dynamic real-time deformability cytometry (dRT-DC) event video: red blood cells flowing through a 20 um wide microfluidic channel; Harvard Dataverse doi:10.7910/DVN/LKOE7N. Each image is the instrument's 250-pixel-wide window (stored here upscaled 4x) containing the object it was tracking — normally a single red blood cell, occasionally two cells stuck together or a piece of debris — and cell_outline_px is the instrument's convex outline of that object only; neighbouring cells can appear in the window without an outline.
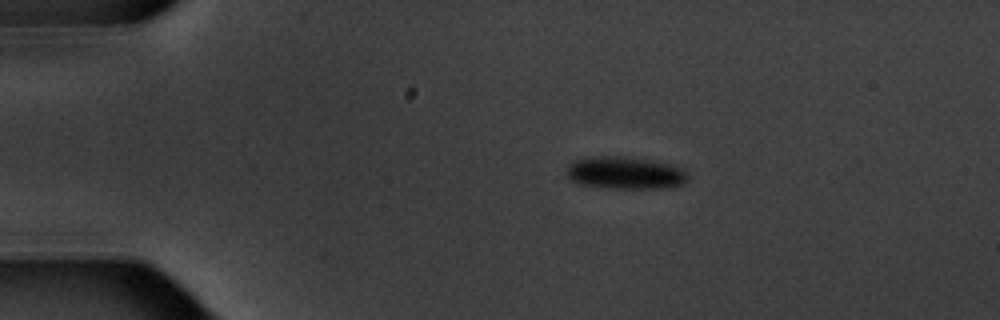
{"species": "common noctule bat (a hibernating species)", "species_latin": "Nyctalus noctula", "temperature_condition": "warm", "stored_images_in_passage": 8, "camera_frame_rate_fps": 3000, "um_per_image_px": 0.085, "animal": {"sex": "male", "body_mass_g": 20.1, "forearm_length_mm": 53.5}, "frame": {"image": 1, "passage_image": 3, "time_ms": 2.333, "image_size_px": [1000, 320], "cell_outline_px": [[688, 180], [680, 184], [668, 188], [604, 188], [580, 184], [572, 180], [568, 176], [568, 168], [576, 160], [592, 156], [624, 156], [648, 160], [668, 164], [680, 168], [688, 176]], "centroid_in_image_um": [53.13, 14.7], "position_along_channel_um": 31.9, "area_um2": 22.54}}
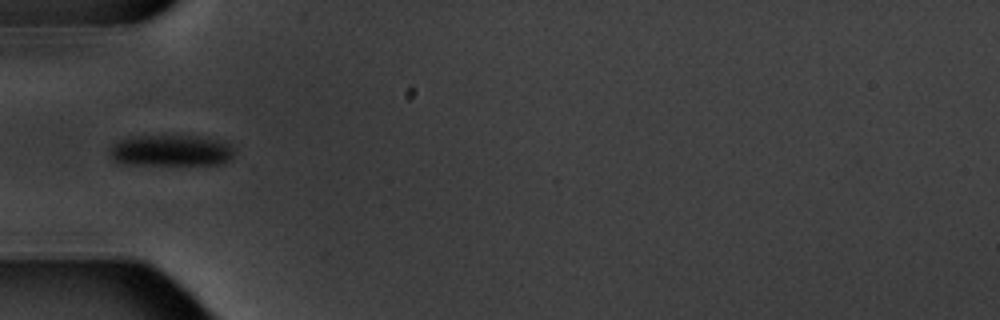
{"frame": {"image": 2, "passage_image": 5, "time_ms": 5.0, "image_size_px": [1000, 320], "cell_outline_px": [[232, 156], [224, 164], [124, 164], [116, 160], [112, 156], [112, 144], [120, 140], [132, 136], [200, 136], [216, 140], [228, 144], [232, 148]], "centroid_in_image_um": [14.54, 12.79], "position_along_channel_um": 70.5, "area_um2": 22.2}}
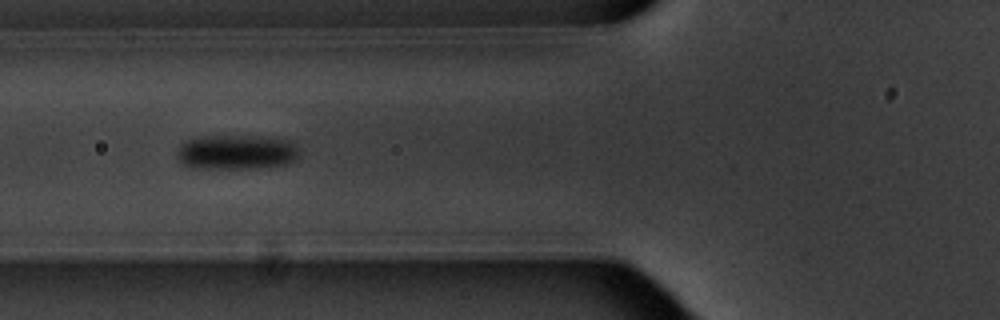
{"frame": {"image": 3, "passage_image": 6, "time_ms": 6.0, "image_size_px": [1000, 320], "cell_outline_px": [[300, 156], [288, 164], [256, 168], [192, 168], [184, 164], [180, 160], [180, 144], [188, 140], [204, 136], [256, 136], [296, 140]], "centroid_in_image_um": [20.22, 12.92], "position_along_channel_um": 105.6, "area_um2": 24.8}}